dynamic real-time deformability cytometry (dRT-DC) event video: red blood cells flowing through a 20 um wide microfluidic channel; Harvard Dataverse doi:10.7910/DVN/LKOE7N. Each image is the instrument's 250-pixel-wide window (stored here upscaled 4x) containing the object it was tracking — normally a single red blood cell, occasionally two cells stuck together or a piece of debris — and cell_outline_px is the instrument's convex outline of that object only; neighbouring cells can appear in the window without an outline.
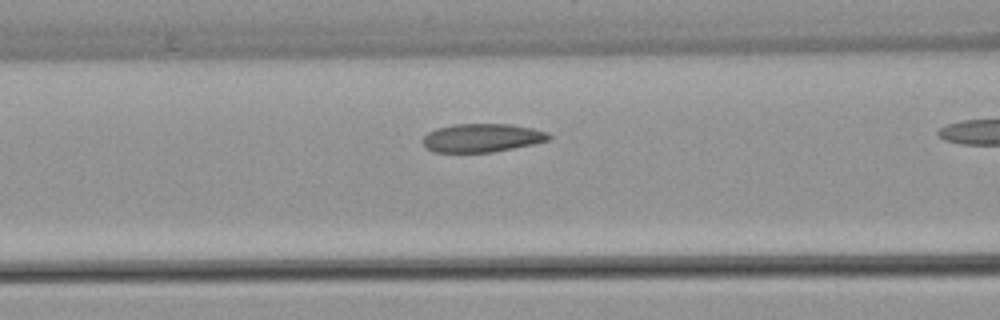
{"species": "common noctule bat (a hibernating species)", "species_latin": "Nyctalus noctula", "temperature_condition": "warm", "stored_images_in_passage": 18, "camera_frame_rate_fps": 3000, "um_per_image_px": 0.085, "animal": {"sex": "female", "body_mass_g": 22.7, "forearm_length_mm": 54.2}, "frame": {"image": 1, "passage_image": 13, "time_ms": 4.0, "image_size_px": [1000, 320], "cell_outline_px": [[552, 136], [548, 140], [536, 144], [492, 152], [432, 152], [420, 140], [428, 132], [436, 128], [452, 124], [512, 124], [532, 128], [548, 132]], "centroid_in_image_um": [40.98, 11.71], "position_along_channel_um": 125.6, "area_um2": 21.1}}
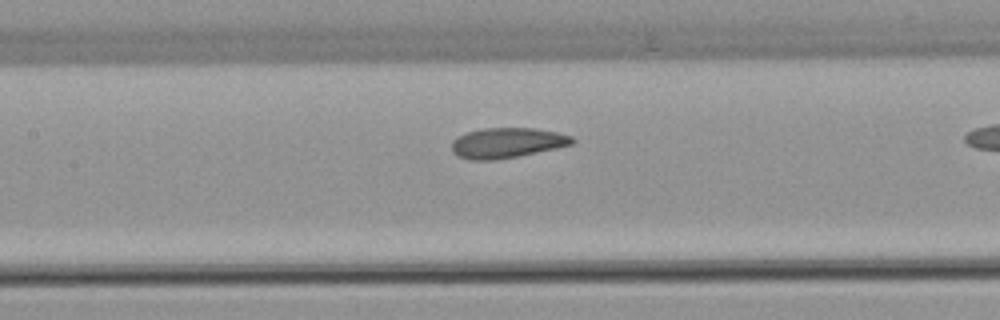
{"frame": {"image": 2, "passage_image": 16, "time_ms": 5.0, "image_size_px": [1000, 320], "cell_outline_px": [[576, 140], [572, 144], [556, 148], [520, 156], [496, 160], [468, 160], [456, 156], [452, 152], [452, 140], [468, 132], [484, 128], [536, 128], [556, 132], [572, 136]], "centroid_in_image_um": [43.09, 12.15], "position_along_channel_um": 164.3, "area_um2": 21.33}}